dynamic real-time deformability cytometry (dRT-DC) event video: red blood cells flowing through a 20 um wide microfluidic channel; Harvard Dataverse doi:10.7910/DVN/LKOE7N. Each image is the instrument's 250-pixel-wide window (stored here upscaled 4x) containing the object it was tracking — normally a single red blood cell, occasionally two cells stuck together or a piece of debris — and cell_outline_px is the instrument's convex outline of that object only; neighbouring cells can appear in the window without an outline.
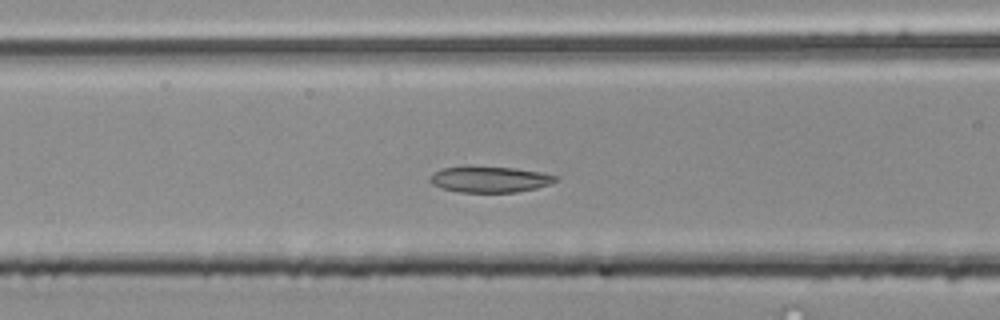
{"species": "common noctule bat (a hibernating species)", "species_latin": "Nyctalus noctula", "temperature_condition": "room temperature", "stored_images_in_passage": 37, "camera_frame_rate_fps": 3000, "um_per_image_px": 0.085, "animal": {"sex": "male", "body_mass_g": 20.4}, "frame": {"image": 1, "passage_image": 5, "time_ms": 1.333, "image_size_px": [1000, 320], "cell_outline_px": [[556, 180], [552, 184], [536, 188], [516, 192], [460, 192], [440, 188], [432, 184], [428, 180], [428, 176], [444, 168], [516, 168], [540, 172], [556, 176]], "centroid_in_image_um": [41.63, 15.28], "position_along_channel_um": 125.0, "area_um2": 18.5}}
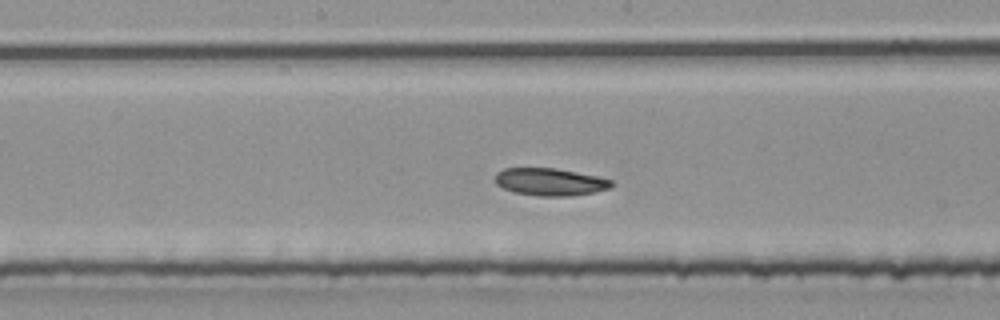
{"frame": {"image": 2, "passage_image": 11, "time_ms": 3.333, "image_size_px": [1000, 320], "cell_outline_px": [[612, 184], [608, 188], [596, 192], [568, 196], [536, 196], [512, 192], [496, 184], [496, 172], [504, 168], [556, 168], [600, 176], [612, 180]], "centroid_in_image_um": [46.75, 15.46], "position_along_channel_um": 201.4, "area_um2": 18.73}}
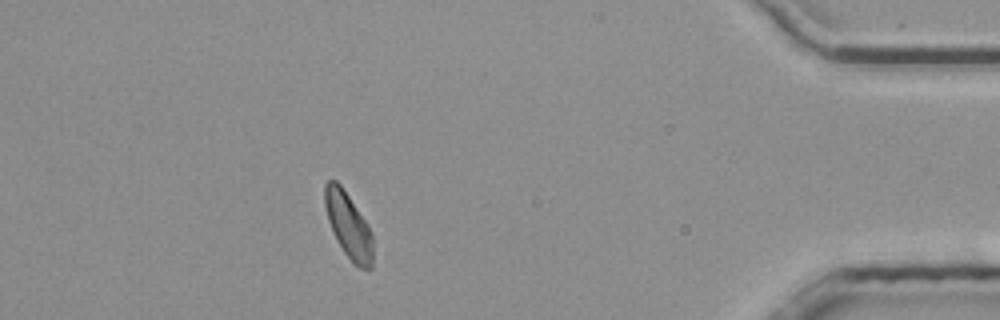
{"frame": {"image": 3, "passage_image": 31, "time_ms": 10.0, "image_size_px": [1000, 320], "cell_outline_px": [[372, 268], [368, 272], [352, 264], [344, 252], [328, 220], [324, 204], [324, 184], [328, 180], [336, 180], [340, 184], [368, 224], [372, 232]], "centroid_in_image_um": [29.63, 19.18], "position_along_channel_um": 405.6, "area_um2": 18.32}}